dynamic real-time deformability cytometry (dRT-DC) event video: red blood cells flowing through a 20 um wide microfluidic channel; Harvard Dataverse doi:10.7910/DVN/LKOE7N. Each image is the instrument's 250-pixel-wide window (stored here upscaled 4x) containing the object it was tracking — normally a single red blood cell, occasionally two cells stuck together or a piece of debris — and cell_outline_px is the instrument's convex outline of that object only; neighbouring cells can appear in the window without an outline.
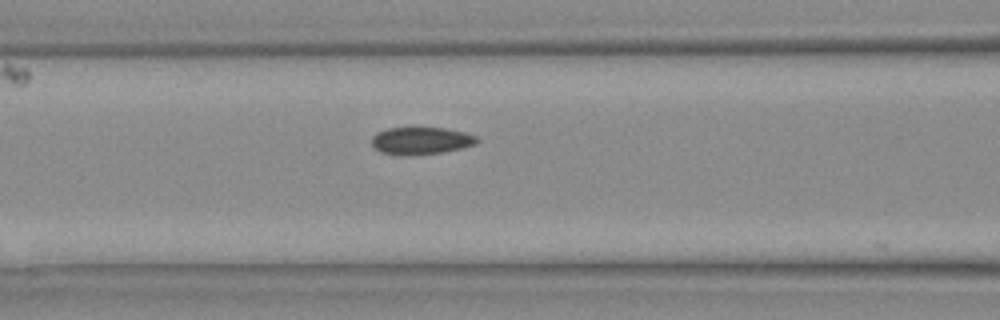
{"species": "Egyptian fruit bat (a non-hibernating species)", "species_latin": "Rousettus aegyptiacus", "temperature_condition": "warm", "stored_images_in_passage": 23, "camera_frame_rate_fps": 3000, "um_per_image_px": 0.085, "animal": {"sex": "female"}, "frame": {"image": 1, "passage_image": 8, "time_ms": 2.333, "image_size_px": [1000, 320], "cell_outline_px": [[480, 140], [476, 144], [460, 148], [440, 152], [380, 152], [372, 144], [372, 136], [376, 132], [388, 128], [416, 124], [444, 128], [464, 132], [476, 136]], "centroid_in_image_um": [35.8, 11.84], "position_along_channel_um": 130.8, "area_um2": 16.59}}